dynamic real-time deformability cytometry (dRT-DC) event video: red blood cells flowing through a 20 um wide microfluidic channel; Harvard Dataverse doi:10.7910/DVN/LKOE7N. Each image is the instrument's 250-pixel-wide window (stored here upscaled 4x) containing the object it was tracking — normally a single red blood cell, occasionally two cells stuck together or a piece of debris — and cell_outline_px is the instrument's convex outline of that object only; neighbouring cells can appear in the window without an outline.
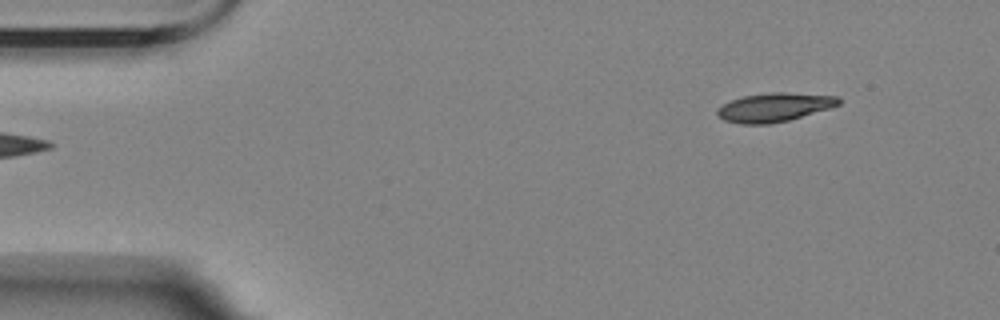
{"species": "Egyptian fruit bat (a non-hibernating species)", "species_latin": "Rousettus aegyptiacus", "temperature_condition": "room temperature", "stored_images_in_passage": 2, "camera_frame_rate_fps": 3000, "um_per_image_px": 0.085, "animal": {"sex": "female"}, "frame": {"image": 1, "passage_image": 2, "time_ms": 1.333, "image_size_px": [1000, 320], "cell_outline_px": [[840, 104], [832, 108], [788, 120], [768, 124], [744, 124], [724, 120], [716, 112], [716, 108], [732, 100], [744, 96], [772, 92], [784, 92], [840, 96]], "centroid_in_image_um": [65.86, 9.11], "position_along_channel_um": 19.1, "area_um2": 20.29}}